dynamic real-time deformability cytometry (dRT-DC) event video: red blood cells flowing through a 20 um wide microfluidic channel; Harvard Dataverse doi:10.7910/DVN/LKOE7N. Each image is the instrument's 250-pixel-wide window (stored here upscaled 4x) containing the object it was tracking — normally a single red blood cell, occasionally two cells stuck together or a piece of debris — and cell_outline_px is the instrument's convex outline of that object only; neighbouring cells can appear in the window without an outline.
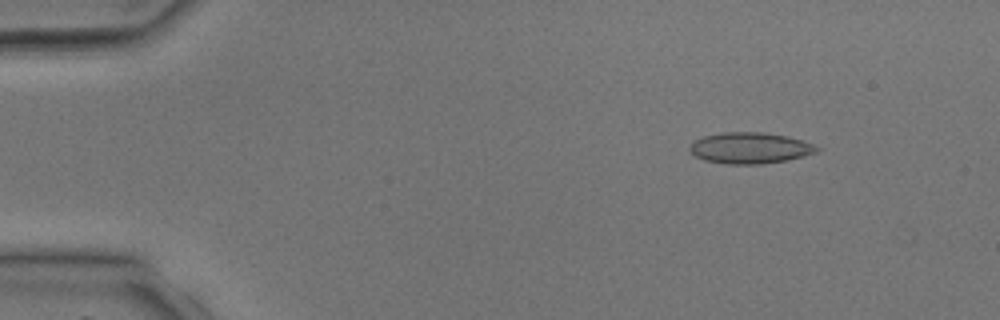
{"species": "common noctule bat (a hibernating species)", "species_latin": "Nyctalus noctula", "temperature_condition": "room temperature", "stored_images_in_passage": 4, "camera_frame_rate_fps": 3000, "um_per_image_px": 0.085, "animal": {"sex": "male", "body_mass_g": 17.9, "forearm_length_mm": 54.2}, "frame": {"image": 1, "passage_image": 2, "time_ms": 1.333, "image_size_px": [1000, 320], "cell_outline_px": [[820, 148], [816, 152], [804, 156], [788, 160], [760, 164], [728, 164], [704, 160], [696, 156], [688, 148], [696, 140], [704, 136], [724, 132], [764, 132], [788, 136], [812, 144]], "centroid_in_image_um": [63.76, 12.58], "position_along_channel_um": 21.2, "area_um2": 22.89}}
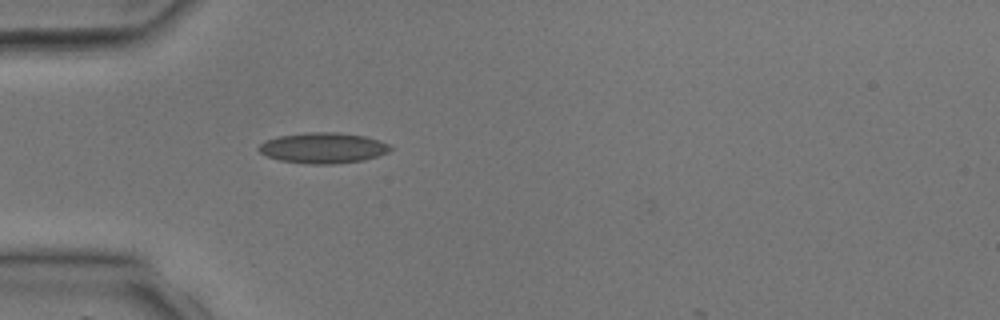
{"frame": {"image": 2, "passage_image": 4, "time_ms": 3.667, "image_size_px": [1000, 320], "cell_outline_px": [[392, 148], [388, 152], [364, 160], [332, 164], [308, 164], [280, 160], [268, 156], [260, 152], [256, 148], [260, 144], [268, 140], [280, 136], [308, 132], [340, 132], [364, 136], [380, 140], [388, 144]], "centroid_in_image_um": [27.47, 12.57], "position_along_channel_um": 57.5, "area_um2": 23.35}}